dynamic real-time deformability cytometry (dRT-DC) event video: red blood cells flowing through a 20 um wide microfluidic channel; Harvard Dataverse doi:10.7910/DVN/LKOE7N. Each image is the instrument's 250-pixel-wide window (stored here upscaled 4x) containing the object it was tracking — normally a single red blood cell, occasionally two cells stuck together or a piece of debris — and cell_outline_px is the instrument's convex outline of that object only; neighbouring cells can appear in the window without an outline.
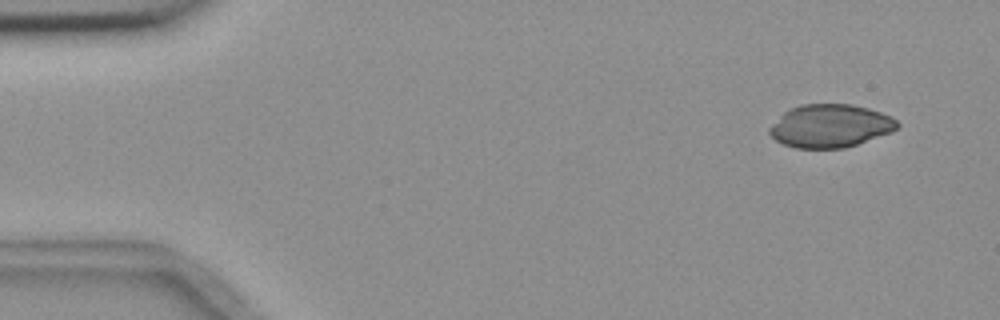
{"species": "common noctule bat (a hibernating species)", "species_latin": "Nyctalus noctula", "temperature_condition": "room temperature", "stored_images_in_passage": 9, "camera_frame_rate_fps": 3000, "um_per_image_px": 0.085, "animal": {"sex": "female", "body_mass_g": 18.4}, "frame": {"image": 1, "passage_image": 1, "time_ms": 0.0, "image_size_px": [1000, 320], "cell_outline_px": [[900, 124], [892, 132], [844, 148], [796, 148], [784, 144], [776, 140], [768, 132], [768, 128], [788, 108], [800, 104], [852, 104], [868, 108], [892, 116]], "centroid_in_image_um": [70.56, 10.69], "position_along_channel_um": 14.4, "area_um2": 32.08}}